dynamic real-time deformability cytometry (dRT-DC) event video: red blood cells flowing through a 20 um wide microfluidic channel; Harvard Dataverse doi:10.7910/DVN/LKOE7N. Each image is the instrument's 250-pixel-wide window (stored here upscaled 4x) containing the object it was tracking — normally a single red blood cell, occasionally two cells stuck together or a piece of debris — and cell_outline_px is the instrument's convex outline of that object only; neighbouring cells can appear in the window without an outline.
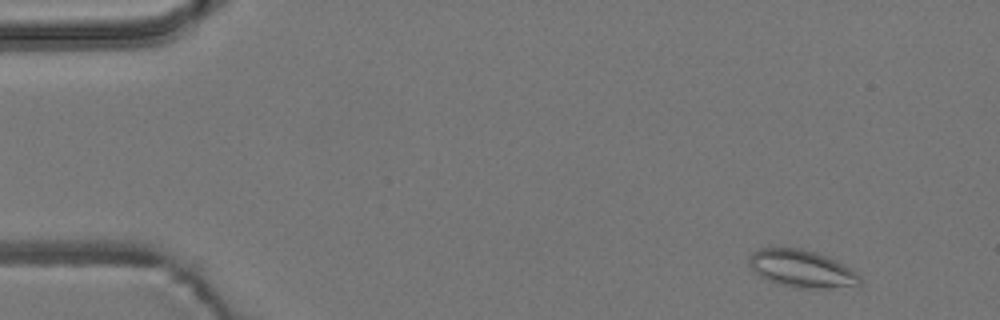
{"species": "common noctule bat (a hibernating species)", "species_latin": "Nyctalus noctula", "temperature_condition": "room temperature", "stored_images_in_passage": 6, "camera_frame_rate_fps": 3000, "um_per_image_px": 0.085, "animal": {"sex": "male", "body_mass_g": 19.2, "forearm_length_mm": 51.8}, "frame": {"image": 1, "passage_image": 2, "time_ms": 1.0, "image_size_px": [1000, 320], "cell_outline_px": [[860, 284], [824, 288], [796, 288], [768, 280], [752, 272], [748, 260], [752, 252], [760, 248], [800, 248], [816, 252], [836, 260], [852, 268], [860, 276]], "centroid_in_image_um": [68.12, 22.82], "position_along_channel_um": 16.9, "area_um2": 24.04}}